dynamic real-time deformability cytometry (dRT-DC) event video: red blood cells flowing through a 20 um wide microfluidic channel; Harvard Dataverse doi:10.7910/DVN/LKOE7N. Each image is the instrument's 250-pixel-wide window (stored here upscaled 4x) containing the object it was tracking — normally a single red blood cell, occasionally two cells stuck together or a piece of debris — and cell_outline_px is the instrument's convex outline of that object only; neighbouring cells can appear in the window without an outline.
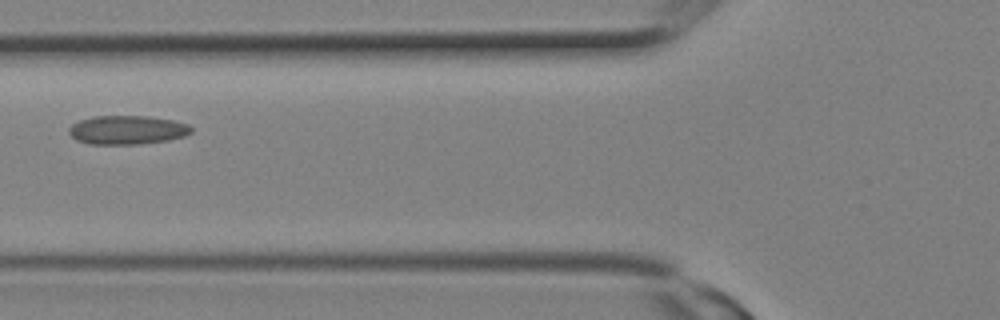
{"species": "Egyptian fruit bat (a non-hibernating species)", "species_latin": "Rousettus aegyptiacus", "temperature_condition": "room temperature", "stored_images_in_passage": 9, "camera_frame_rate_fps": 3000, "um_per_image_px": 0.085, "animal": {"sex": "female"}, "frame": {"image": 1, "passage_image": 8, "time_ms": 2.333, "image_size_px": [1000, 320], "cell_outline_px": [[192, 132], [184, 136], [168, 140], [140, 144], [88, 144], [76, 140], [68, 132], [68, 128], [72, 124], [80, 120], [92, 116], [148, 116], [172, 120], [188, 124], [192, 128]], "centroid_in_image_um": [10.79, 11.04], "position_along_channel_um": 115.0, "area_um2": 20.63}}